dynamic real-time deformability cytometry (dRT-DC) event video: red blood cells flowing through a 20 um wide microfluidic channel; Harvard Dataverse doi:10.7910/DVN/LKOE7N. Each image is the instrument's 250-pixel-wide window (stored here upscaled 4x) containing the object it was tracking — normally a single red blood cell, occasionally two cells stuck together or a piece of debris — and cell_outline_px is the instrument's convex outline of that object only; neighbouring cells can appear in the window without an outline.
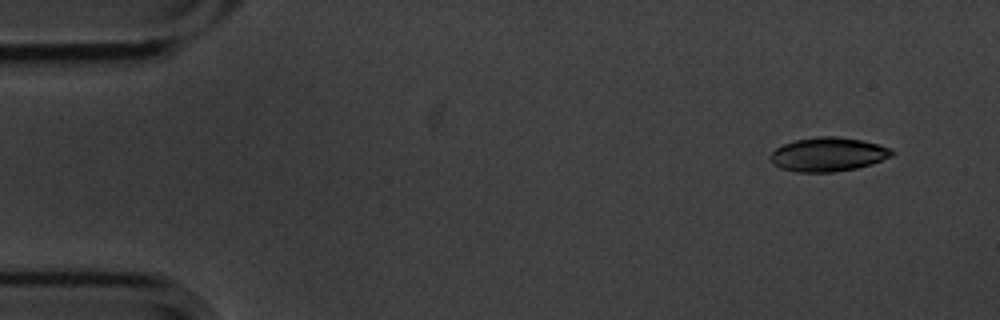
{"species": "common noctule bat (a hibernating species)", "species_latin": "Nyctalus noctula", "temperature_condition": "cold", "stored_images_in_passage": 4, "camera_frame_rate_fps": 3000, "um_per_image_px": 0.085, "animal": {"sex": "male", "body_mass_g": 20.1, "forearm_length_mm": 53.5}, "frame": {"image": 1, "passage_image": 1, "time_ms": 0.0, "image_size_px": [1000, 320], "cell_outline_px": [[896, 152], [892, 156], [856, 168], [832, 172], [796, 172], [780, 168], [768, 156], [776, 148], [784, 144], [796, 140], [816, 136], [836, 136], [864, 140], [892, 148]], "centroid_in_image_um": [70.4, 13.11], "position_along_channel_um": 14.6, "area_um2": 23.99}}
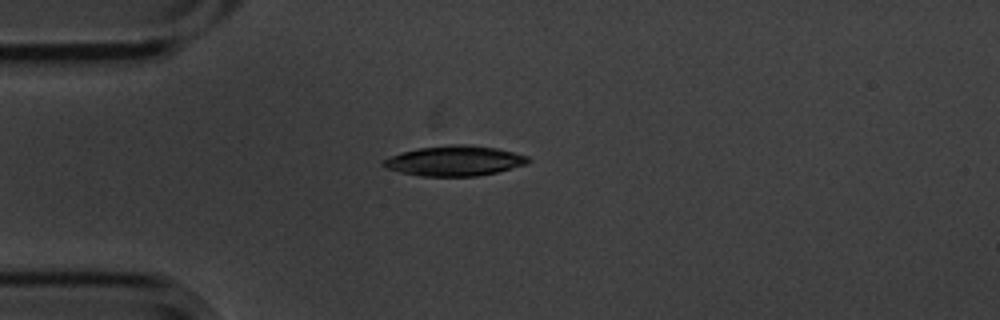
{"frame": {"image": 2, "passage_image": 4, "time_ms": 1.0, "image_size_px": [1000, 320], "cell_outline_px": [[532, 160], [528, 164], [496, 172], [476, 176], [420, 176], [400, 172], [384, 168], [380, 164], [380, 160], [404, 152], [420, 148], [448, 144], [468, 144], [496, 148], [528, 156]], "centroid_in_image_um": [38.63, 13.67], "position_along_channel_um": 46.4, "area_um2": 25.49}}